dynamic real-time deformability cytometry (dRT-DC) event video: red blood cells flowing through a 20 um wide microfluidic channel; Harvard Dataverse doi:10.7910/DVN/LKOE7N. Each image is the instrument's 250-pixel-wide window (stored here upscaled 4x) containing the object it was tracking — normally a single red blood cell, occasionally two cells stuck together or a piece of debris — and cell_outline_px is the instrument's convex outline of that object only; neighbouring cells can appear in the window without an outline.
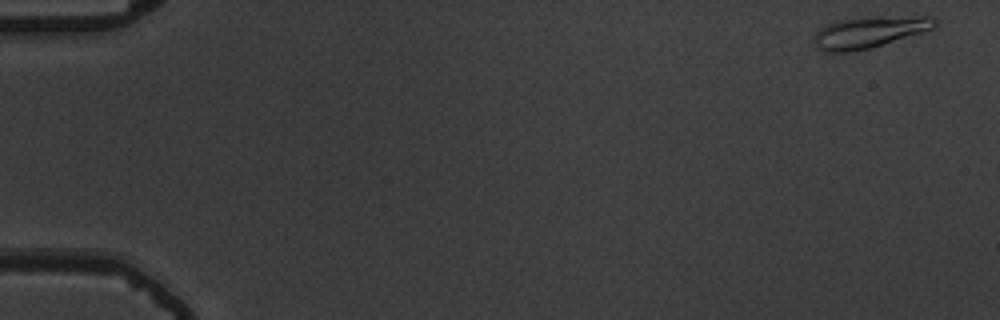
{"species": "common noctule bat (a hibernating species)", "species_latin": "Nyctalus noctula", "temperature_condition": "warm", "stored_images_in_passage": 12, "camera_frame_rate_fps": 3000, "um_per_image_px": 0.085, "animal": {"sex": "male", "body_mass_g": 19.5, "forearm_length_mm": 54.6}, "frame": {"image": 1, "passage_image": 1, "time_ms": 0.0, "image_size_px": [1000, 320], "cell_outline_px": [[936, 24], [932, 28], [920, 32], [868, 48], [848, 52], [824, 52], [816, 48], [812, 40], [812, 36], [824, 24], [836, 20], [860, 16], [928, 16], [936, 20]], "centroid_in_image_um": [73.75, 2.7], "position_along_channel_um": 11.2, "area_um2": 22.25}}